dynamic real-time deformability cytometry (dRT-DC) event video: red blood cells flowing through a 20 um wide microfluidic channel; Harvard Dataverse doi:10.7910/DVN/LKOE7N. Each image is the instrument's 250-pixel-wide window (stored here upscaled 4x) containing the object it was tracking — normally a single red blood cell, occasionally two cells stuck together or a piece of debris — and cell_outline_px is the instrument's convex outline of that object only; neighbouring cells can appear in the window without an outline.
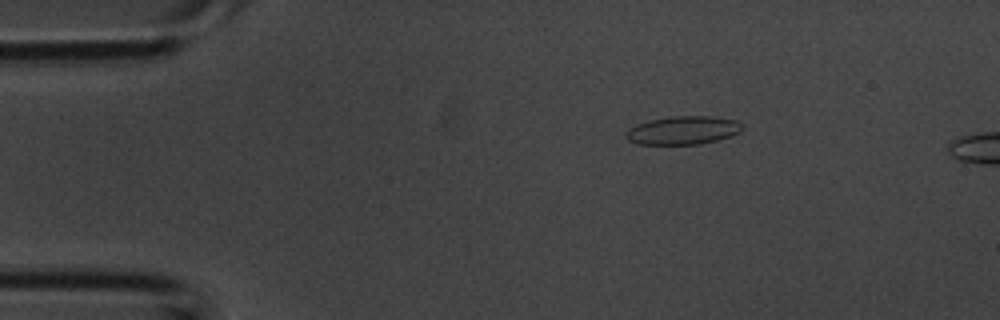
{"species": "common noctule bat (a hibernating species)", "species_latin": "Nyctalus noctula", "temperature_condition": "room temperature", "stored_images_in_passage": 3, "camera_frame_rate_fps": 3000, "um_per_image_px": 0.085, "animal": {"sex": "male", "body_mass_g": 20.1, "forearm_length_mm": 53.5}, "frame": {"image": 1, "passage_image": 2, "time_ms": 0.333, "image_size_px": [1000, 320], "cell_outline_px": [[744, 128], [740, 132], [732, 136], [700, 144], [636, 144], [628, 140], [624, 136], [628, 128], [636, 124], [648, 120], [668, 116], [712, 116], [736, 120]], "centroid_in_image_um": [58.03, 11.07], "position_along_channel_um": 27.0, "area_um2": 19.42}}